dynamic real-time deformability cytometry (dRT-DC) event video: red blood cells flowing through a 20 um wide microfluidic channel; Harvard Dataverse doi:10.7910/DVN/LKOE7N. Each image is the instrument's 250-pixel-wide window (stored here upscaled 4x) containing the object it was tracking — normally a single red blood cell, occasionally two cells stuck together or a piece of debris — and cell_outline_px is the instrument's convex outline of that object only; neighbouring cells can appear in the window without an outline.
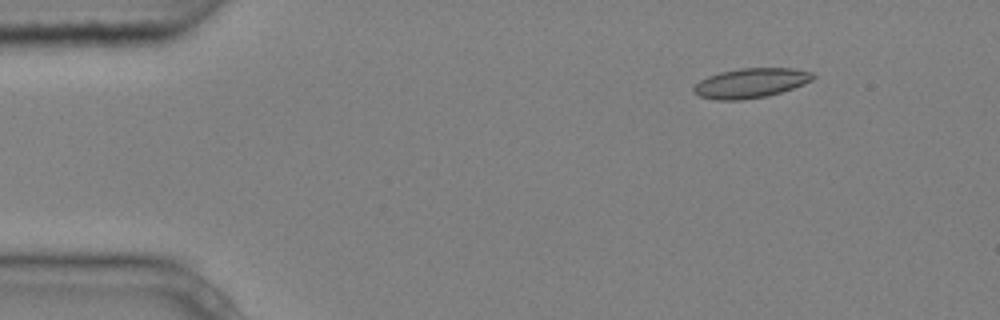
{"species": "common noctule bat (a hibernating species)", "species_latin": "Nyctalus noctula", "temperature_condition": "cold", "stored_images_in_passage": 5, "camera_frame_rate_fps": 3000, "um_per_image_px": 0.085, "animal": {"sex": "male", "body_mass_g": 20.4}, "frame": {"image": 1, "passage_image": 2, "time_ms": 0.333, "image_size_px": [1000, 320], "cell_outline_px": [[816, 76], [812, 80], [804, 84], [780, 92], [764, 96], [740, 100], [716, 100], [700, 96], [692, 92], [692, 88], [700, 80], [708, 76], [720, 72], [740, 68], [792, 68], [812, 72]], "centroid_in_image_um": [63.79, 7.05], "position_along_channel_um": 21.2, "area_um2": 20.52}}
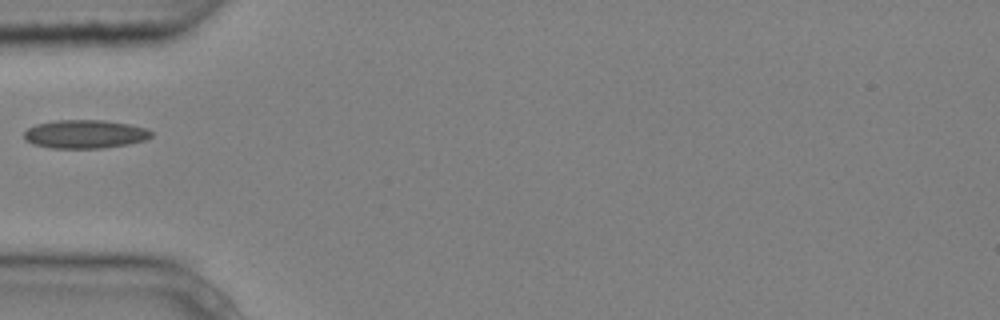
{"frame": {"image": 2, "passage_image": 5, "time_ms": 1.333, "image_size_px": [1000, 320], "cell_outline_px": [[152, 136], [144, 140], [128, 144], [104, 148], [52, 148], [32, 144], [24, 140], [24, 132], [28, 128], [36, 124], [56, 120], [104, 120], [128, 124], [148, 128], [152, 132]], "centroid_in_image_um": [7.21, 11.4], "position_along_channel_um": 77.8, "area_um2": 21.21}}